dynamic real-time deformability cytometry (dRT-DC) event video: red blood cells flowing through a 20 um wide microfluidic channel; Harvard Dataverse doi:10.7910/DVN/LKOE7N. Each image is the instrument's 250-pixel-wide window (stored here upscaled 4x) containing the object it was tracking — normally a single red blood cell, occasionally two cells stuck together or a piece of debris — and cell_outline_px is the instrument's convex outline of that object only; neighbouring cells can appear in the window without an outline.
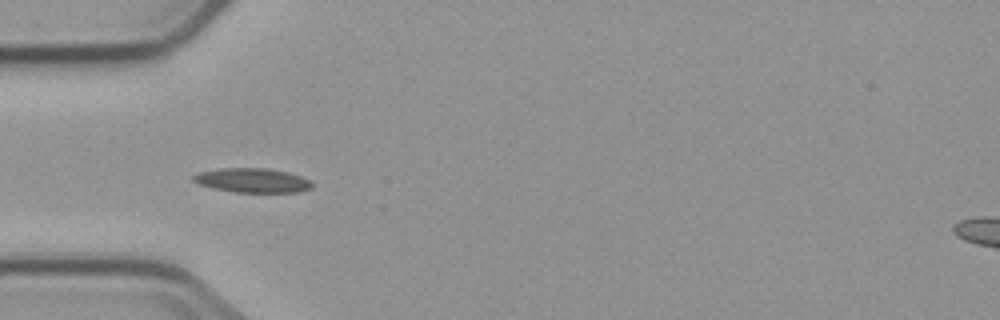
{"species": "common noctule bat (a hibernating species)", "species_latin": "Nyctalus noctula", "temperature_condition": "cold", "stored_images_in_passage": 8, "camera_frame_rate_fps": 3000, "um_per_image_px": 0.085, "animal": {"sex": "male", "body_mass_g": 23.1, "forearm_length_mm": 52.7}, "frame": {"image": 1, "passage_image": 6, "time_ms": 6.0, "image_size_px": [1000, 320], "cell_outline_px": [[312, 188], [300, 192], [236, 192], [212, 188], [200, 184], [192, 180], [192, 176], [200, 172], [220, 168], [268, 168], [288, 172], [300, 176], [308, 180], [312, 184]], "centroid_in_image_um": [21.45, 15.33], "position_along_channel_um": 63.5, "area_um2": 16.76}}
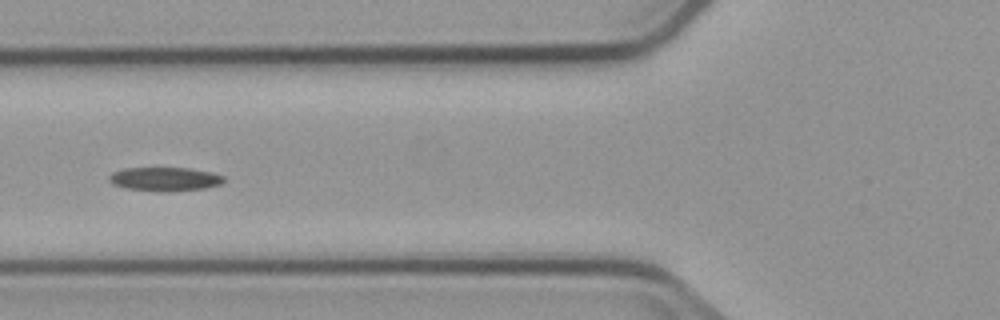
{"frame": {"image": 2, "passage_image": 7, "time_ms": 7.333, "image_size_px": [1000, 320], "cell_outline_px": [[224, 180], [220, 184], [204, 188], [168, 192], [160, 192], [124, 188], [112, 184], [108, 180], [108, 176], [112, 172], [124, 168], [188, 168], [212, 172], [224, 176]], "centroid_in_image_um": [13.97, 15.22], "position_along_channel_um": 111.8, "area_um2": 16.07}}
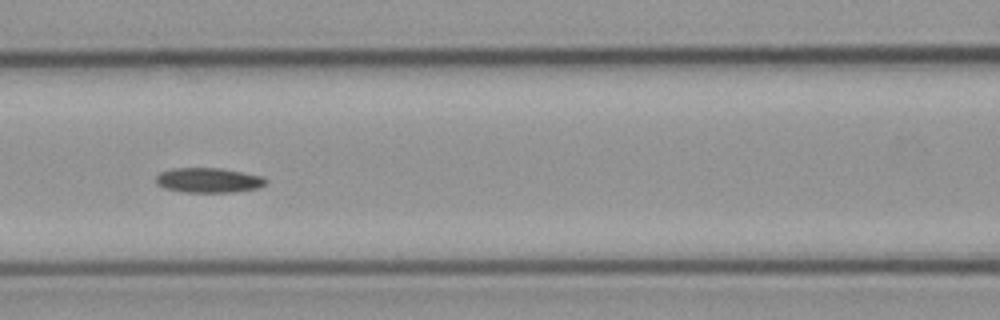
{"frame": {"image": 3, "passage_image": 8, "time_ms": 8.333, "image_size_px": [1000, 320], "cell_outline_px": [[268, 180], [260, 188], [232, 192], [180, 192], [164, 188], [156, 184], [156, 176], [160, 172], [172, 168], [220, 168], [264, 176]], "centroid_in_image_um": [17.72, 15.32], "position_along_channel_um": 148.9, "area_um2": 16.07}}